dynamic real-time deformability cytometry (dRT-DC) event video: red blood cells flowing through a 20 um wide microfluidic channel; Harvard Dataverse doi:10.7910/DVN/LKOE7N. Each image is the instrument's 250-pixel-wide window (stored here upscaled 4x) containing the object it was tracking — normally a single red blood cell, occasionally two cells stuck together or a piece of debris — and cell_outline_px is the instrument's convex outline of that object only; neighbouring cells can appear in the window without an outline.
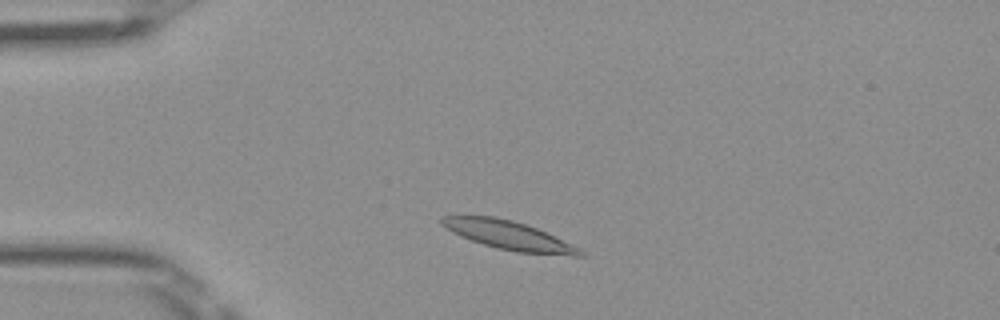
{"species": "Egyptian fruit bat (a non-hibernating species)", "species_latin": "Rousettus aegyptiacus", "temperature_condition": "room temperature", "stored_images_in_passage": 41, "camera_frame_rate_fps": 3000, "um_per_image_px": 0.085, "frame": {"image": 1, "passage_image": 2, "time_ms": 0.333, "image_size_px": [1000, 320], "cell_outline_px": [[584, 256], [572, 256], [516, 252], [496, 248], [460, 236], [452, 232], [440, 224], [440, 216], [496, 216], [512, 220], [536, 228], [580, 248], [584, 252]], "centroid_in_image_um": [43.23, 20.01], "position_along_channel_um": 41.8, "area_um2": 23.0}}
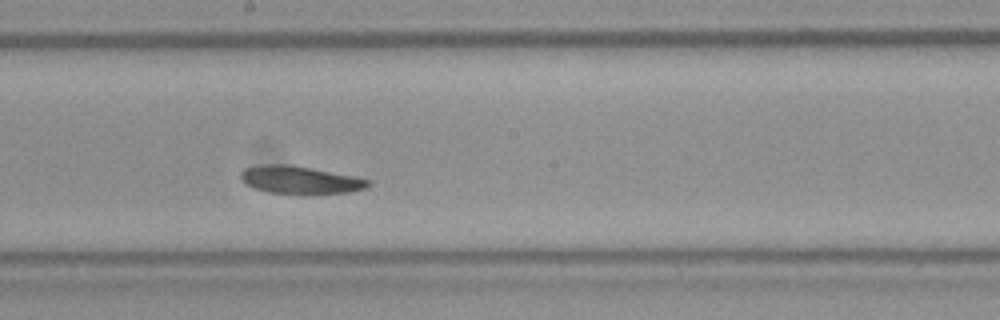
{"frame": {"image": 2, "passage_image": 18, "time_ms": 5.667, "image_size_px": [1000, 320], "cell_outline_px": [[372, 184], [364, 188], [348, 192], [268, 192], [256, 188], [240, 180], [240, 172], [244, 168], [260, 164], [284, 164], [308, 168], [352, 176], [372, 180]], "centroid_in_image_um": [25.45, 15.26], "position_along_channel_um": 222.7, "area_um2": 19.71}}
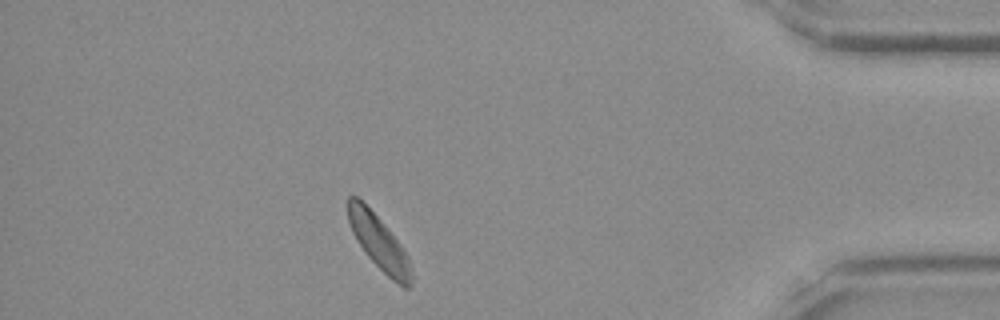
{"frame": {"image": 3, "passage_image": 35, "time_ms": 11.333, "image_size_px": [1000, 320], "cell_outline_px": [[412, 284], [408, 288], [404, 288], [392, 280], [364, 252], [356, 240], [352, 232], [348, 220], [348, 196], [356, 196], [384, 224], [400, 244], [408, 256], [412, 272]], "centroid_in_image_um": [32.22, 20.65], "position_along_channel_um": 403.0, "area_um2": 19.65}, "authors_computed_cell_mechanics": {"area_um2": 20.9236, "velocity_mm_per_s": 3.9379, "shape_relaxation_time_tau1_ms": 3.0883, "shape_relaxation_time_tau2_ms": 2.34, "deformation_change_tau1": 0.1083, "deformation_change_tau2": 0.0836}}